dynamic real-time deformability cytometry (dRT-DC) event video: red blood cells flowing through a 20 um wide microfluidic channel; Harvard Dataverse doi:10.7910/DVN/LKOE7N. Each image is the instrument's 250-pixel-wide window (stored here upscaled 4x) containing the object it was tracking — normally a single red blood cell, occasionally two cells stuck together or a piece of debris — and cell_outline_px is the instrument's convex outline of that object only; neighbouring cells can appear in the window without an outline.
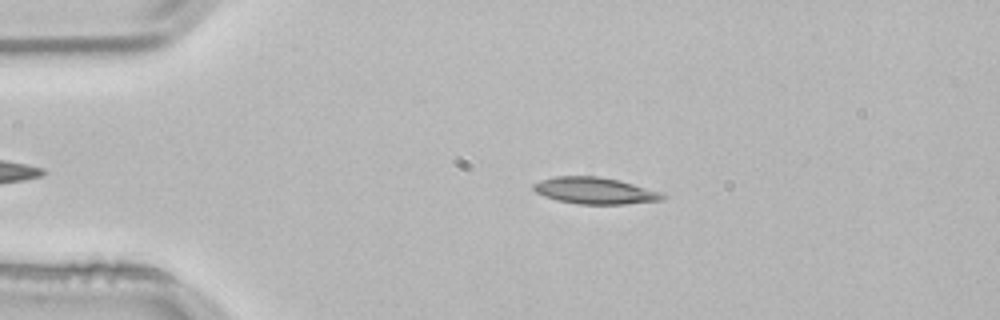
{"species": "common noctule bat (a hibernating species)", "species_latin": "Nyctalus noctula", "temperature_condition": "room temperature", "stored_images_in_passage": 4, "camera_frame_rate_fps": 3000, "um_per_image_px": 0.085, "animal": {"sex": "male", "body_mass_g": 21.5, "forearm_length_mm": 52.0}, "frame": {"image": 1, "passage_image": 2, "time_ms": 0.333, "image_size_px": [1000, 320], "cell_outline_px": [[668, 196], [664, 200], [624, 204], [580, 204], [556, 200], [544, 196], [536, 192], [532, 188], [532, 184], [540, 180], [556, 176], [596, 176], [620, 180], [660, 192]], "centroid_in_image_um": [50.56, 16.21], "position_along_channel_um": 34.4, "area_um2": 20.06}}